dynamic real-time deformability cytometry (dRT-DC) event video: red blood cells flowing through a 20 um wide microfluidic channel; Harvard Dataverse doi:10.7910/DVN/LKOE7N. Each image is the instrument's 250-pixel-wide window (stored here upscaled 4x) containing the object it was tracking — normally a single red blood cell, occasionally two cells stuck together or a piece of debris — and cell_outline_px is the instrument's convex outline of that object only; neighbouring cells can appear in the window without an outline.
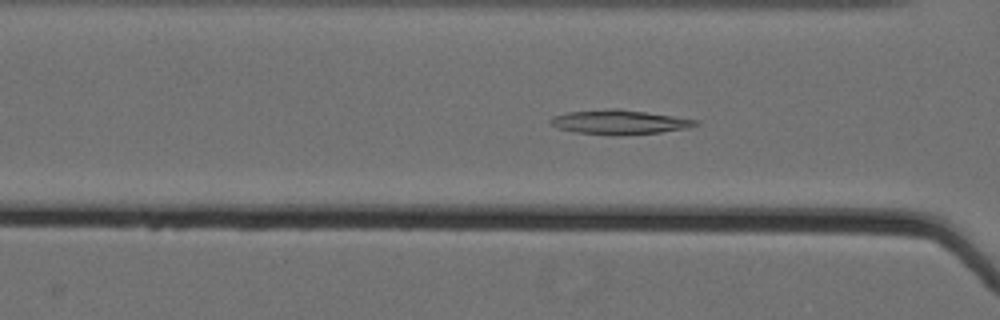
{"species": "Egyptian fruit bat (a non-hibernating species)", "species_latin": "Rousettus aegyptiacus", "temperature_condition": "cold", "stored_images_in_passage": 35, "camera_frame_rate_fps": 3000, "um_per_image_px": 0.085, "animal": {"sex": "female"}, "frame": {"image": 1, "passage_image": 8, "time_ms": 2.333, "image_size_px": [1000, 320], "cell_outline_px": [[700, 124], [688, 128], [660, 132], [620, 136], [612, 136], [576, 132], [560, 128], [548, 124], [548, 120], [552, 116], [568, 112], [612, 108], [620, 108], [700, 120]], "centroid_in_image_um": [52.65, 10.38], "position_along_channel_um": 113.9, "area_um2": 20.92}}
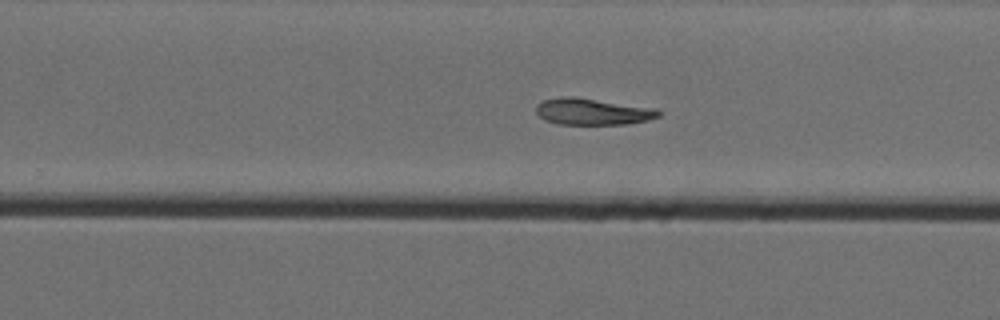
{"frame": {"image": 2, "passage_image": 22, "time_ms": 7.0, "image_size_px": [1000, 320], "cell_outline_px": [[664, 112], [660, 116], [648, 120], [624, 124], [560, 124], [544, 120], [536, 112], [536, 104], [544, 100], [572, 96], [576, 96], [656, 108]], "centroid_in_image_um": [50.41, 9.48], "position_along_channel_um": 279.4, "area_um2": 19.02}}
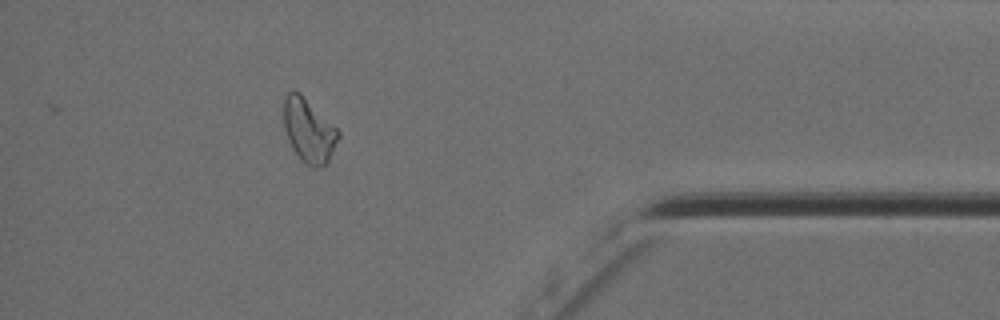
{"frame": {"image": 3, "passage_image": 35, "time_ms": 11.333, "image_size_px": [1000, 320], "cell_outline_px": [[340, 136], [328, 164], [320, 168], [312, 168], [292, 148], [288, 140], [284, 128], [284, 96], [288, 92], [300, 92], [340, 132]], "centroid_in_image_um": [26.26, 11.11], "position_along_channel_um": 408.9, "area_um2": 20.11}}